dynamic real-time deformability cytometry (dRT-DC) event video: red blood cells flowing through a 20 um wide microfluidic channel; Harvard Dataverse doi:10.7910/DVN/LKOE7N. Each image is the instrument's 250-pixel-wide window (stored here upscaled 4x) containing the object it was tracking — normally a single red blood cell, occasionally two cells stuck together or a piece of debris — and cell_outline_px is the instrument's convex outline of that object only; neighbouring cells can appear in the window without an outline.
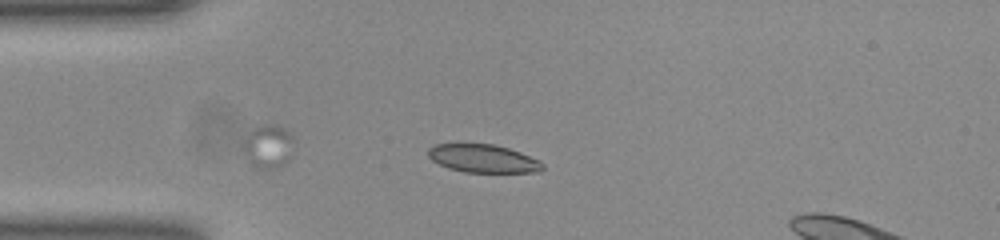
{"species": "common noctule bat (a hibernating species)", "species_latin": "Nyctalus noctula", "temperature_condition": "room temperature", "stored_images_in_passage": 10, "segment_of_instrument_passage": [1, 2], "camera_frame_rate_fps": 3000, "um_per_image_px": 0.085, "animal": {"sex": "female", "body_mass_g": 23.0, "forearm_length_mm": 53.4}, "frame": {"image": 1, "passage_image": 1, "time_ms": 0.0, "image_size_px": [1000, 240], "cell_outline_px": [[544, 168], [540, 172], [464, 172], [448, 168], [432, 160], [428, 156], [428, 148], [436, 144], [492, 144], [508, 148], [520, 152], [540, 160], [544, 164]], "centroid_in_image_um": [41.09, 13.48], "position_along_channel_um": 43.9, "area_um2": 18.73}}
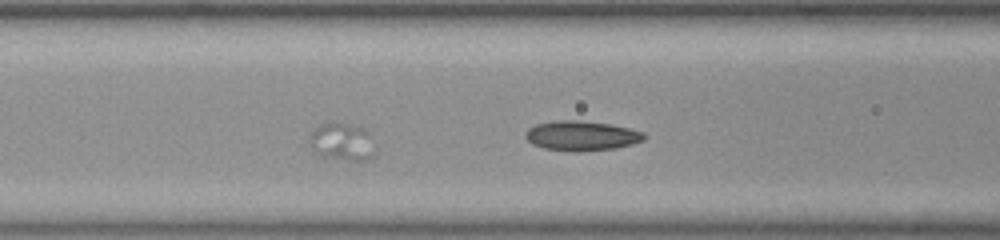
{"frame": {"image": 2, "passage_image": 8, "time_ms": 2.333, "image_size_px": [1000, 240], "cell_outline_px": [[644, 140], [632, 144], [616, 148], [576, 152], [544, 148], [532, 144], [524, 136], [524, 132], [528, 128], [536, 124], [556, 120], [576, 120], [608, 124], [628, 128], [644, 132]], "centroid_in_image_um": [49.39, 11.54], "position_along_channel_um": 117.2, "area_um2": 20.52}}
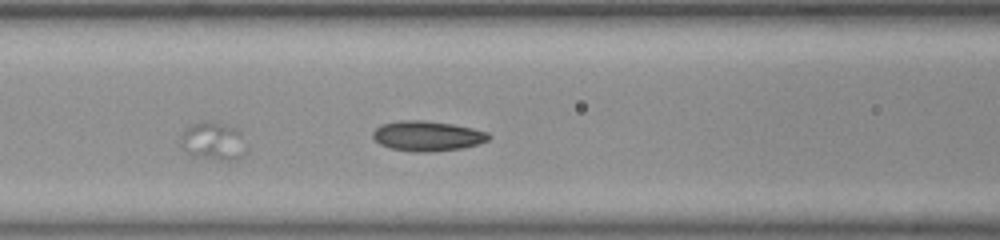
{"frame": {"image": 3, "passage_image": 9, "time_ms": 2.667, "image_size_px": [1000, 240], "cell_outline_px": [[248, 148], [236, 160], [224, 160], [192, 156], [184, 148], [180, 136], [192, 124], [220, 124], [236, 128], [240, 132]], "centroid_in_image_um": [18.18, 12.05], "position_along_channel_um": 148.4, "area_um2": 13.87}}